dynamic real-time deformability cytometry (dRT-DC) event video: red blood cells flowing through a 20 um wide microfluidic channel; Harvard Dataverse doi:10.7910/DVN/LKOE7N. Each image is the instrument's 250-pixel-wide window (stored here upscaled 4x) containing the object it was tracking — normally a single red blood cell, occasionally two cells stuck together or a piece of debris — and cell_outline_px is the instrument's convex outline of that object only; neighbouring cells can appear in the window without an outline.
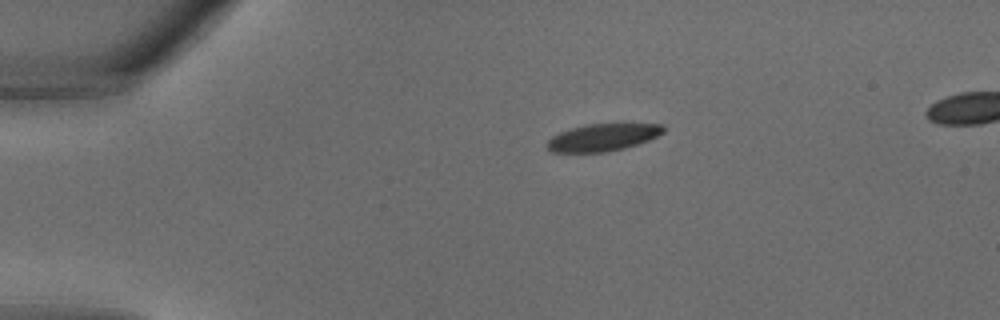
{"species": "common noctule bat (a hibernating species)", "species_latin": "Nyctalus noctula", "temperature_condition": "warm", "stored_images_in_passage": 14, "camera_frame_rate_fps": 3000, "um_per_image_px": 0.085, "animal": {"sex": "male", "body_mass_g": 18.8}, "frame": {"image": 1, "passage_image": 1, "time_ms": 0.0, "image_size_px": [1000, 320], "cell_outline_px": [[664, 132], [648, 140], [624, 148], [608, 152], [548, 152], [544, 144], [552, 136], [560, 132], [572, 128], [588, 124], [664, 124]], "centroid_in_image_um": [51.18, 11.69], "position_along_channel_um": 33.8, "area_um2": 18.44}}
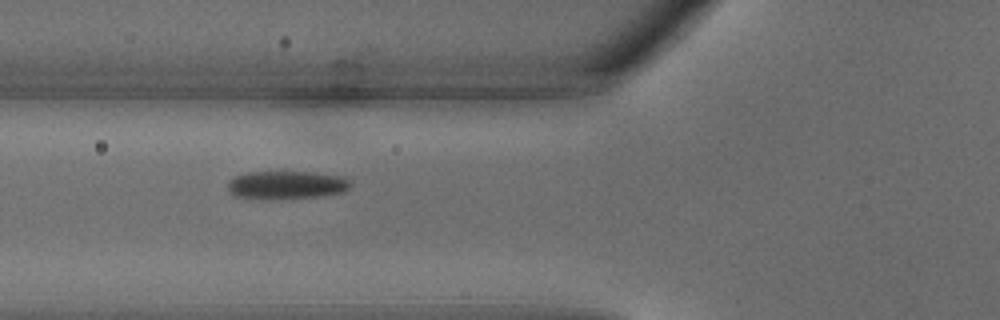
{"frame": {"image": 2, "passage_image": 7, "time_ms": 2.0, "image_size_px": [1000, 320], "cell_outline_px": [[352, 184], [344, 192], [324, 196], [264, 200], [260, 200], [236, 196], [228, 192], [228, 180], [244, 172], [316, 172], [344, 176]], "centroid_in_image_um": [24.34, 15.73], "position_along_channel_um": 101.5, "area_um2": 20.63}}
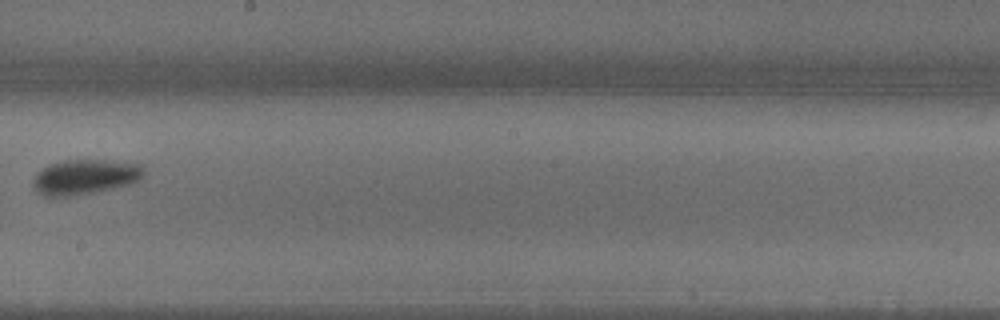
{"frame": {"image": 3, "passage_image": 14, "time_ms": 4.333, "image_size_px": [1000, 320], "cell_outline_px": [[144, 172], [132, 184], [72, 196], [44, 196], [36, 192], [32, 184], [32, 180], [36, 172], [48, 164], [64, 160], [104, 160], [144, 164]], "centroid_in_image_um": [7.17, 15.03], "position_along_channel_um": 241.0, "area_um2": 22.66}}